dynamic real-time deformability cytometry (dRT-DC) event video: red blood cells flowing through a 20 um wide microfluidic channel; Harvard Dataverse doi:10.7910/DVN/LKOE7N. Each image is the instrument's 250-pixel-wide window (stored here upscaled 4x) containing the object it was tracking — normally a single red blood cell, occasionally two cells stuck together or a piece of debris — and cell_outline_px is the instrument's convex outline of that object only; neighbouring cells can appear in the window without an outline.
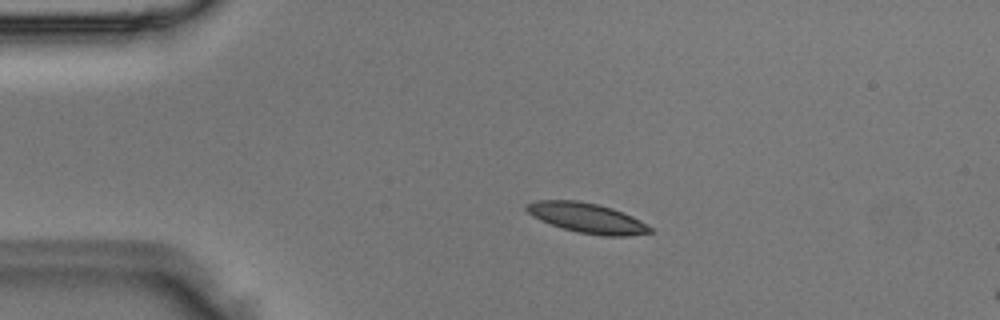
{"species": "Egyptian fruit bat (a non-hibernating species)", "species_latin": "Rousettus aegyptiacus", "temperature_condition": "room temperature", "stored_images_in_passage": 6, "segment_of_instrument_passage": [1, 2], "camera_frame_rate_fps": 3000, "um_per_image_px": 0.085, "animal": {"sex": "male"}, "frame": {"image": 1, "passage_image": 4, "time_ms": 1.0, "image_size_px": [1000, 320], "cell_outline_px": [[652, 232], [628, 236], [604, 236], [580, 232], [564, 228], [540, 220], [532, 216], [524, 208], [524, 204], [536, 200], [576, 200], [596, 204], [612, 208], [632, 216], [652, 228]], "centroid_in_image_um": [49.86, 18.51], "position_along_channel_um": 35.1, "area_um2": 21.33}}